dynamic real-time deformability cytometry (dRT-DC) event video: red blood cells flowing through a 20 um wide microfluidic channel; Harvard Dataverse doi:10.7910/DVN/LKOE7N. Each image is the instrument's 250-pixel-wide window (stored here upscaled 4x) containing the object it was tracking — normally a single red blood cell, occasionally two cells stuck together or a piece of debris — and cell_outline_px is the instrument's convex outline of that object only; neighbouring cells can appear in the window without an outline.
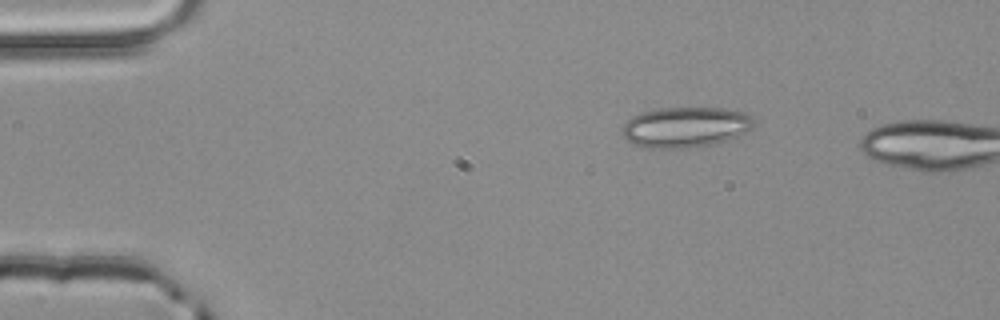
{"species": "common noctule bat (a hibernating species)", "species_latin": "Nyctalus noctula", "temperature_condition": "room temperature", "stored_images_in_passage": 2, "camera_frame_rate_fps": 3000, "um_per_image_px": 0.085, "animal": {"sex": "male", "body_mass_g": 20.4}, "frame": {"image": 1, "passage_image": 1, "time_ms": 0.0, "image_size_px": [1000, 320], "cell_outline_px": [[756, 124], [744, 132], [736, 136], [712, 144], [688, 148], [640, 148], [632, 144], [620, 132], [620, 128], [632, 116], [640, 112], [660, 108], [724, 108], [744, 112], [752, 116]], "centroid_in_image_um": [58.21, 10.8], "position_along_channel_um": 26.8, "area_um2": 31.21}}